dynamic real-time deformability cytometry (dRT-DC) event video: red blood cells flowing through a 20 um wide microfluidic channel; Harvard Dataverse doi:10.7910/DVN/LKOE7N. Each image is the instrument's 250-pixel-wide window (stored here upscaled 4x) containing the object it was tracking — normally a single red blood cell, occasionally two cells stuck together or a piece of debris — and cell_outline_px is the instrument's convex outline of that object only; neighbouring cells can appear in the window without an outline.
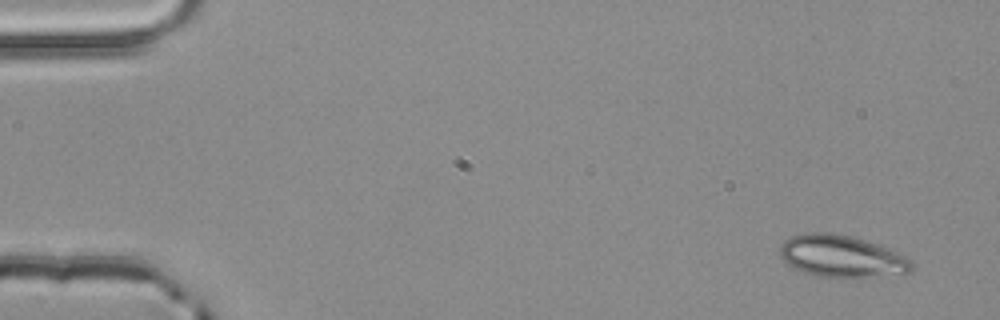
{"species": "common noctule bat (a hibernating species)", "species_latin": "Nyctalus noctula", "temperature_condition": "room temperature", "stored_images_in_passage": 3, "camera_frame_rate_fps": 3000, "um_per_image_px": 0.085, "animal": {"sex": "male", "body_mass_g": 20.4}, "frame": {"image": 1, "passage_image": 1, "time_ms": 0.0, "image_size_px": [1000, 320], "cell_outline_px": [[912, 272], [904, 276], [816, 276], [792, 268], [780, 256], [780, 244], [784, 240], [792, 236], [804, 232], [828, 232], [852, 236], [880, 244], [912, 260]], "centroid_in_image_um": [71.57, 21.77], "position_along_channel_um": 13.4, "area_um2": 32.54}}